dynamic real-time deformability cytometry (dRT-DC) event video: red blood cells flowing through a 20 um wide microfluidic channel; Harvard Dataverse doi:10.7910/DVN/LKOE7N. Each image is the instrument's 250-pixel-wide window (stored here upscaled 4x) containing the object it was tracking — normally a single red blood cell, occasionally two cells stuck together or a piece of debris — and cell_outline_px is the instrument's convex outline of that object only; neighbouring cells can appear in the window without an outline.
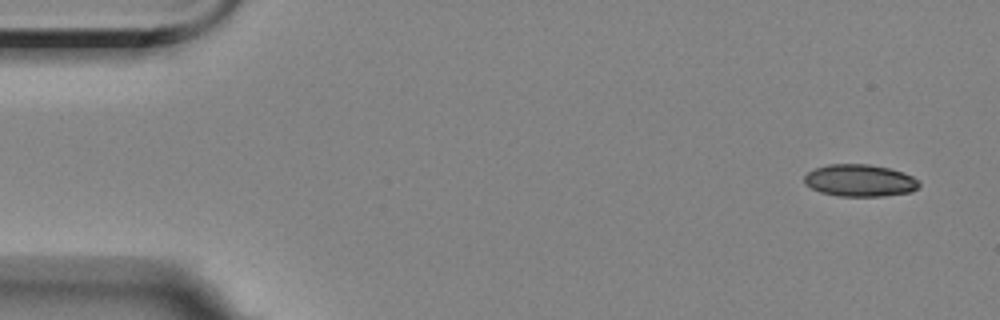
{"species": "Egyptian fruit bat (a non-hibernating species)", "species_latin": "Rousettus aegyptiacus", "temperature_condition": "room temperature", "stored_images_in_passage": 5, "camera_frame_rate_fps": 3000, "um_per_image_px": 0.085, "animal": {"sex": "female"}, "frame": {"image": 1, "passage_image": 1, "time_ms": 0.0, "image_size_px": [1000, 320], "cell_outline_px": [[920, 188], [912, 192], [884, 196], [840, 196], [820, 192], [804, 184], [804, 176], [808, 172], [816, 168], [828, 164], [868, 164], [888, 168], [912, 176], [920, 184]], "centroid_in_image_um": [73.08, 15.35], "position_along_channel_um": 11.9, "area_um2": 21.44}}
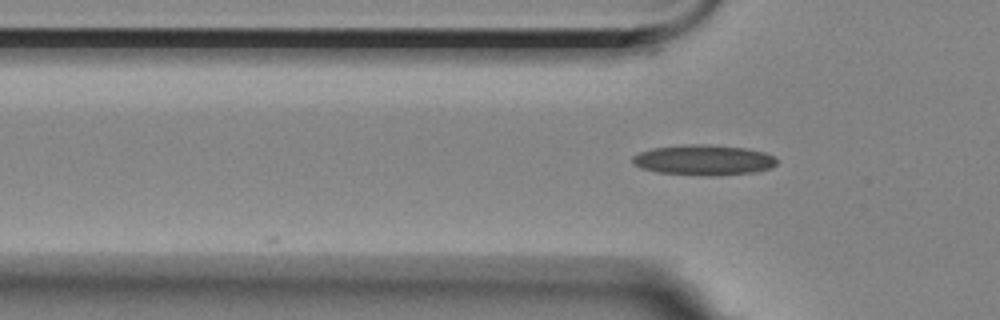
{"frame": {"image": 2, "passage_image": 5, "time_ms": 4.667, "image_size_px": [1000, 320], "cell_outline_px": [[776, 164], [772, 168], [756, 172], [720, 176], [708, 176], [656, 172], [640, 168], [632, 164], [632, 156], [640, 152], [652, 148], [688, 144], [704, 144], [744, 148], [764, 152], [772, 156], [776, 160]], "centroid_in_image_um": [59.79, 13.61], "position_along_channel_um": 66.0, "area_um2": 25.72}}